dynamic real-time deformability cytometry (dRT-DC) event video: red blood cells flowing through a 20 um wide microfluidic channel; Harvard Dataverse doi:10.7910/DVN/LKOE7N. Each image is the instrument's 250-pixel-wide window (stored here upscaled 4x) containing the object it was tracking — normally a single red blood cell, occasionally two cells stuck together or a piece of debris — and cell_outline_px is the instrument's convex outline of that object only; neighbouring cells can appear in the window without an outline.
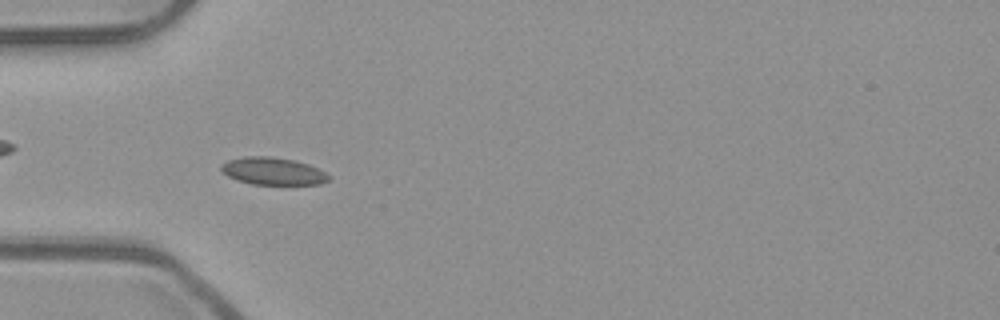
{"species": "common noctule bat (a hibernating species)", "species_latin": "Nyctalus noctula", "temperature_condition": "room temperature", "stored_images_in_passage": 54, "camera_frame_rate_fps": 3000, "um_per_image_px": 0.085, "animal": {"sex": "male", "body_mass_g": 23.1, "forearm_length_mm": 52.7}, "frame": {"image": 1, "passage_image": 18, "time_ms": 5.667, "image_size_px": [1000, 320], "cell_outline_px": [[332, 180], [320, 184], [252, 184], [236, 180], [228, 176], [220, 168], [220, 164], [228, 160], [244, 156], [268, 156], [296, 160], [308, 164], [332, 176]], "centroid_in_image_um": [23.21, 14.54], "position_along_channel_um": 61.8, "area_um2": 17.28}}
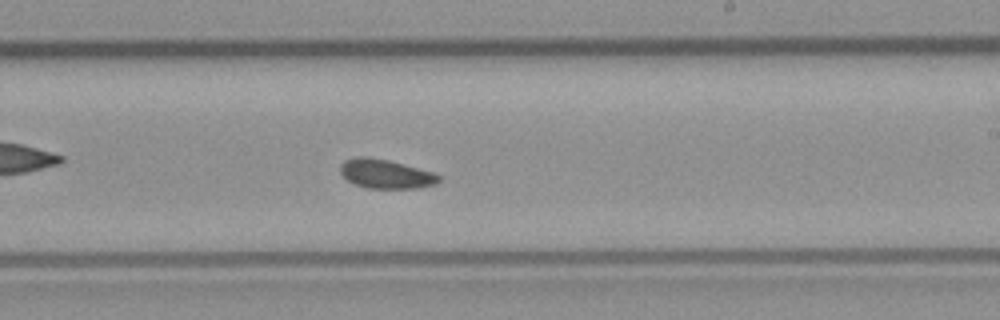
{"frame": {"image": 2, "passage_image": 33, "time_ms": 10.667, "image_size_px": [1000, 320], "cell_outline_px": [[440, 180], [436, 184], [420, 188], [368, 188], [356, 184], [348, 180], [340, 172], [340, 164], [344, 160], [356, 156], [368, 156], [388, 160], [436, 172], [440, 176]], "centroid_in_image_um": [32.81, 14.77], "position_along_channel_um": 256.2, "area_um2": 16.88}}
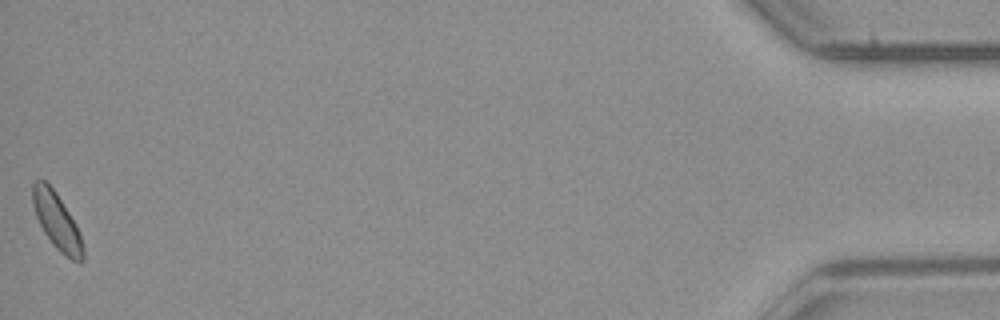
{"frame": {"image": 3, "passage_image": 54, "time_ms": 17.667, "image_size_px": [1000, 320], "cell_outline_px": [[84, 260], [80, 264], [72, 260], [60, 252], [56, 248], [44, 232], [36, 216], [32, 204], [32, 184], [36, 180], [44, 180], [56, 192], [76, 224], [84, 248]], "centroid_in_image_um": [4.84, 18.82], "position_along_channel_um": 430.4, "area_um2": 16.47}}